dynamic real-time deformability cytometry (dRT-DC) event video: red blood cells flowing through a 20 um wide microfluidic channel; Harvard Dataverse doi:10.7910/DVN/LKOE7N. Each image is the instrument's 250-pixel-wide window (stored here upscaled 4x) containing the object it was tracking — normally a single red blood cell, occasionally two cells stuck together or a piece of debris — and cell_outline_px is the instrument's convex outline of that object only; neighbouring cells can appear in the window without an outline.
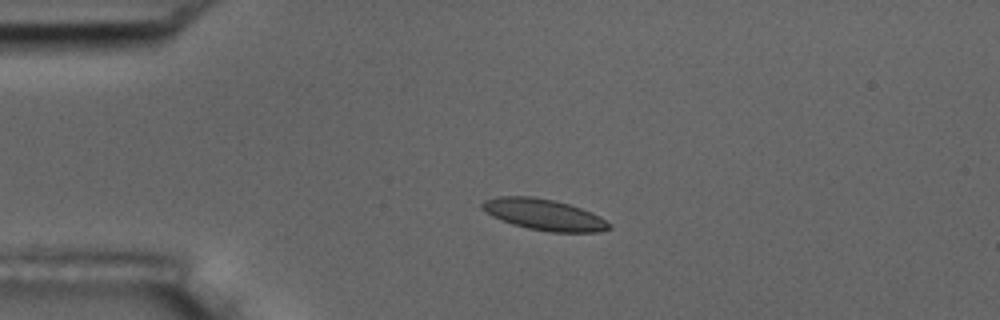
{"species": "common noctule bat (a hibernating species)", "species_latin": "Nyctalus noctula", "temperature_condition": "room temperature", "stored_images_in_passage": 2, "camera_frame_rate_fps": 3000, "um_per_image_px": 0.085, "animal": {"sex": "male", "body_mass_g": 17.5, "forearm_length_mm": 52.3}, "frame": {"image": 1, "passage_image": 1, "time_ms": 0.0, "image_size_px": [1000, 320], "cell_outline_px": [[612, 228], [596, 232], [548, 232], [528, 228], [512, 224], [492, 216], [480, 208], [480, 204], [484, 200], [496, 196], [532, 196], [552, 200], [568, 204], [592, 212], [600, 216], [612, 224]], "centroid_in_image_um": [46.23, 18.24], "position_along_channel_um": 38.8, "area_um2": 23.12}}